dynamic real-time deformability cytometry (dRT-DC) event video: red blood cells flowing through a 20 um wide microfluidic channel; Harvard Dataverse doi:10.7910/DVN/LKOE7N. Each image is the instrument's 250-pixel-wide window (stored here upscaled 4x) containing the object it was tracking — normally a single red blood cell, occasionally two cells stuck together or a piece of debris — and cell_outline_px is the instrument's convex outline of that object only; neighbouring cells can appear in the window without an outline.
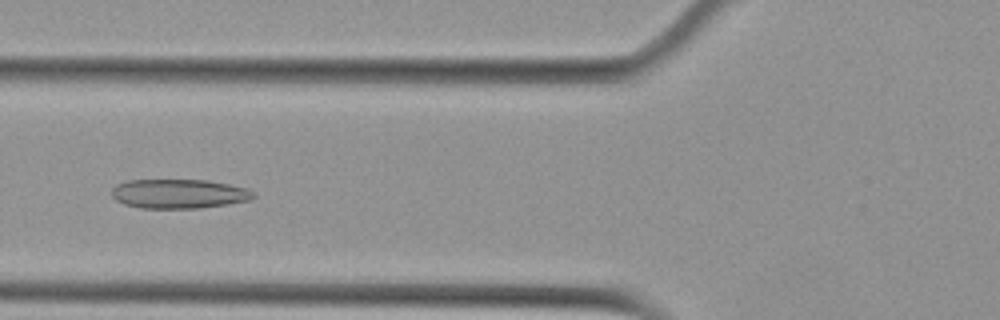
{"species": "Egyptian fruit bat (a non-hibernating species)", "species_latin": "Rousettus aegyptiacus", "temperature_condition": "cold", "stored_images_in_passage": 48, "camera_frame_rate_fps": 3000, "um_per_image_px": 0.085, "animal": {"sex": "female"}, "frame": {"image": 1, "passage_image": 21, "time_ms": 6.667, "image_size_px": [1000, 320], "cell_outline_px": [[256, 196], [248, 200], [228, 204], [200, 208], [140, 208], [124, 204], [116, 200], [112, 196], [112, 188], [116, 184], [128, 180], [208, 180], [248, 188], [256, 192]], "centroid_in_image_um": [15.22, 16.47], "position_along_channel_um": 110.6, "area_um2": 24.33}}
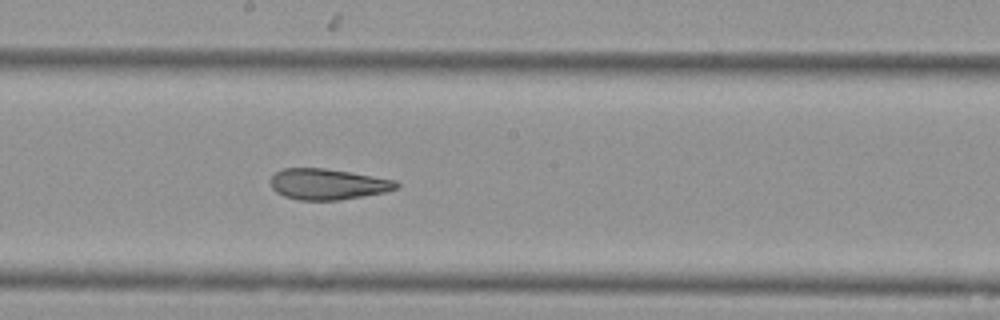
{"frame": {"image": 2, "passage_image": 30, "time_ms": 9.667, "image_size_px": [1000, 320], "cell_outline_px": [[400, 188], [384, 192], [364, 196], [336, 200], [300, 200], [284, 196], [276, 192], [272, 188], [272, 176], [276, 172], [284, 168], [324, 168], [396, 180], [400, 184]], "centroid_in_image_um": [27.88, 15.66], "position_along_channel_um": 220.3, "area_um2": 22.48}}
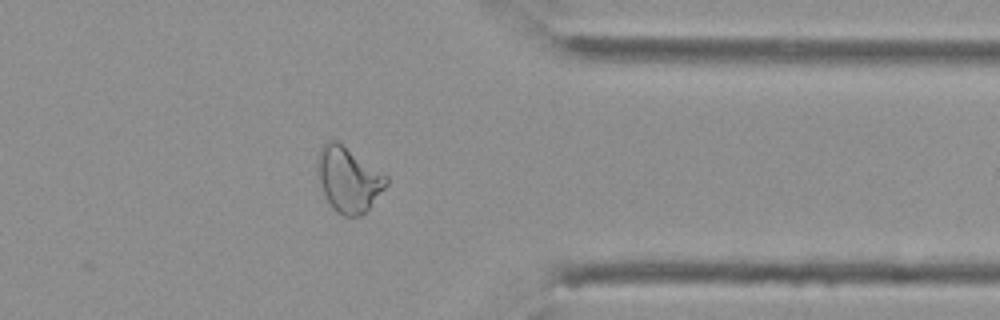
{"frame": {"image": 3, "passage_image": 44, "time_ms": 14.333, "image_size_px": [1000, 320], "cell_outline_px": [[388, 184], [368, 208], [360, 216], [344, 216], [336, 212], [332, 208], [324, 192], [320, 180], [316, 160], [320, 148], [328, 140], [336, 140], [388, 176]], "centroid_in_image_um": [29.62, 15.24], "position_along_channel_um": 381.8, "area_um2": 25.61}, "authors_computed_cell_mechanics": {"area_um2": 25.2586, "velocity_mm_per_s": 3.6573, "shape_relaxation_time_tau1_ms": null, "shape_relaxation_time_tau2_ms": 3.161, "deformation_change_tau1": null, "deformation_change_tau2": 0.1182}}